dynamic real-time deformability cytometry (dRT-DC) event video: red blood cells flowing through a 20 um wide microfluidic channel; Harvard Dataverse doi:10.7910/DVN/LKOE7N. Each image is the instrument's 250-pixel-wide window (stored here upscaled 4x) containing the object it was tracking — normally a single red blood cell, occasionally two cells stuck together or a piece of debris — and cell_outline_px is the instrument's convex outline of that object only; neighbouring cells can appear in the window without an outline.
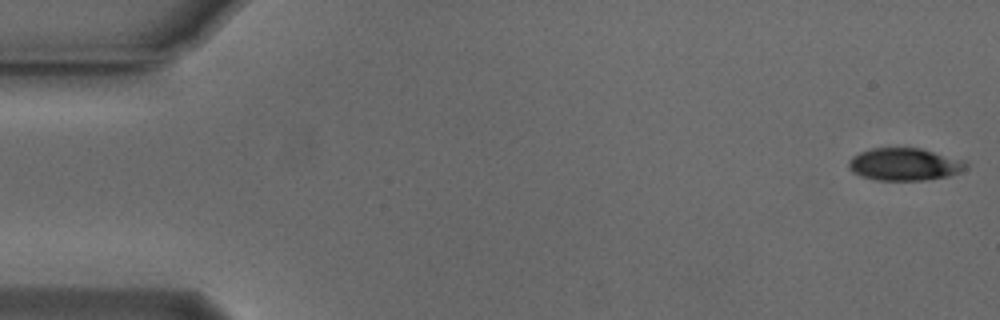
{"species": "Egyptian fruit bat (a non-hibernating species)", "species_latin": "Rousettus aegyptiacus", "temperature_condition": "cold", "stored_images_in_passage": 55, "camera_frame_rate_fps": 3000, "um_per_image_px": 0.085, "animal": {"sex": "male"}, "frame": {"image": 1, "passage_image": 1, "time_ms": 0.0, "image_size_px": [1000, 320], "cell_outline_px": [[968, 164], [960, 172], [948, 176], [924, 180], [876, 180], [860, 176], [852, 172], [848, 168], [848, 160], [852, 156], [860, 152], [872, 148], [920, 148], [964, 160]], "centroid_in_image_um": [76.84, 13.97], "position_along_channel_um": 8.2, "area_um2": 22.2}}
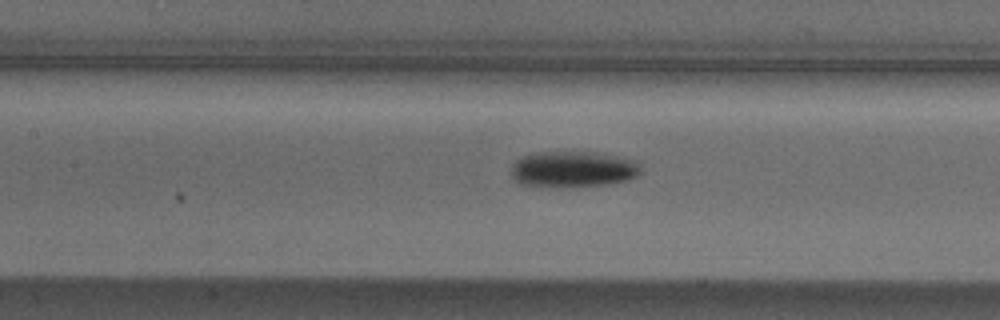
{"frame": {"image": 2, "passage_image": 24, "time_ms": 7.667, "image_size_px": [1000, 320], "cell_outline_px": [[644, 172], [628, 180], [608, 184], [564, 188], [556, 188], [520, 184], [512, 176], [512, 164], [516, 160], [524, 156], [536, 152], [596, 152], [620, 156], [640, 160]], "centroid_in_image_um": [48.79, 14.39], "position_along_channel_um": 158.6, "area_um2": 28.03}}
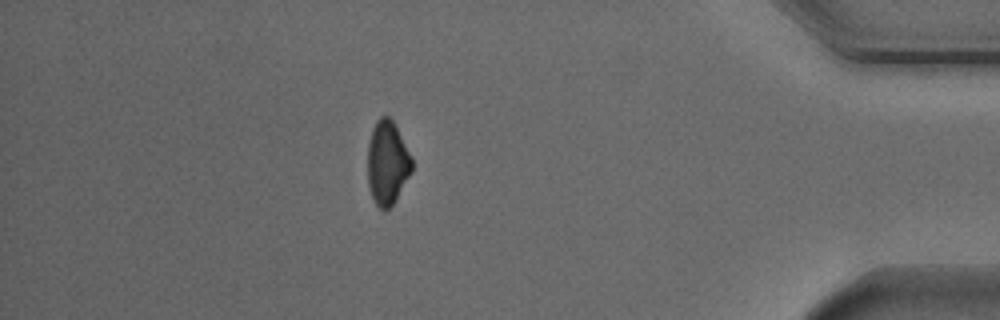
{"frame": {"image": 3, "passage_image": 47, "time_ms": 15.333, "image_size_px": [1000, 320], "cell_outline_px": [[412, 172], [392, 204], [388, 208], [380, 208], [376, 204], [372, 196], [368, 184], [368, 144], [372, 128], [376, 120], [380, 116], [388, 116], [392, 120], [412, 156]], "centroid_in_image_um": [32.92, 13.8], "position_along_channel_um": 402.3, "area_um2": 21.39}, "authors_computed_cell_mechanics": {"area_um2": 23.6402, "velocity_mm_per_s": 3.7751, "shape_relaxation_time_tau1_ms": 1.5289, "shape_relaxation_time_tau2_ms": null, "deformation_change_tau1": 0.1084, "deformation_change_tau2": null}}